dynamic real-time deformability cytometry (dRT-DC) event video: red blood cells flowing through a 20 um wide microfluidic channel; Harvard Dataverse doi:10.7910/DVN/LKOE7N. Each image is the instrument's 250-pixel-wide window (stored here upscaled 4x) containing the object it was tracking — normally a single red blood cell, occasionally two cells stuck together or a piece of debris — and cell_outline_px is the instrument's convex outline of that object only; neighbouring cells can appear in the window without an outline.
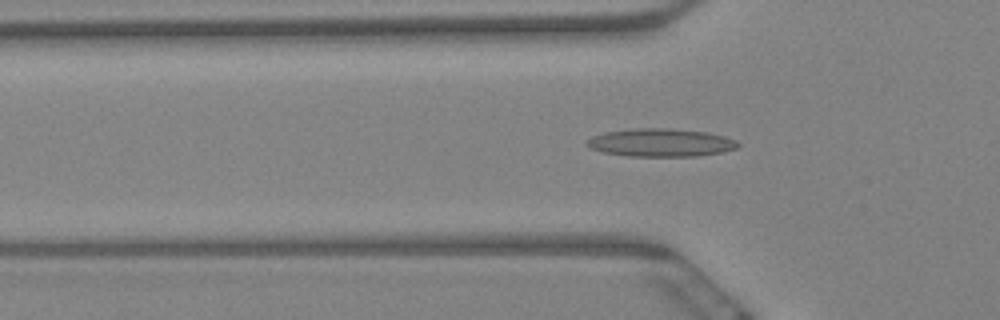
{"species": "Egyptian fruit bat (a non-hibernating species)", "species_latin": "Rousettus aegyptiacus", "temperature_condition": "warm", "stored_images_in_passage": 59, "camera_frame_rate_fps": 3000, "um_per_image_px": 0.085, "animal": {"sex": "female"}, "frame": {"image": 1, "passage_image": 21, "time_ms": 6.667, "image_size_px": [1000, 320], "cell_outline_px": [[740, 144], [736, 148], [724, 152], [696, 156], [628, 156], [604, 152], [588, 148], [584, 144], [592, 136], [604, 132], [632, 128], [668, 128], [708, 132], [724, 136], [736, 140]], "centroid_in_image_um": [56.15, 12.12], "position_along_channel_um": 69.7, "area_um2": 24.85}}
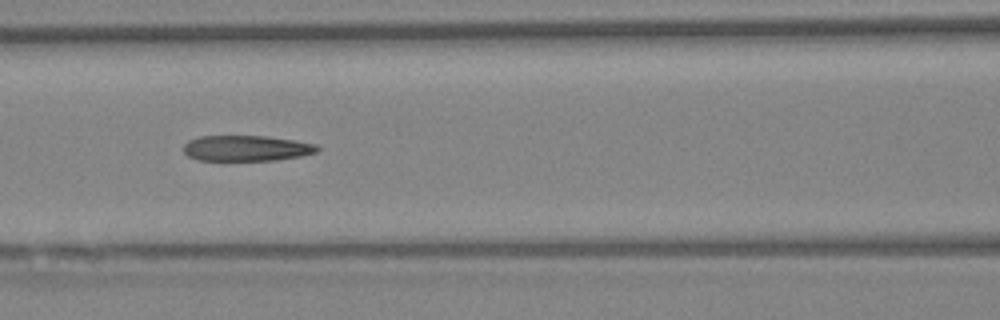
{"frame": {"image": 2, "passage_image": 28, "time_ms": 9.0, "image_size_px": [1000, 320], "cell_outline_px": [[320, 148], [316, 152], [300, 156], [276, 160], [196, 160], [188, 156], [184, 152], [184, 144], [188, 140], [200, 136], [268, 136], [296, 140], [316, 144]], "centroid_in_image_um": [20.94, 12.59], "position_along_channel_um": 145.7, "area_um2": 20.06}}
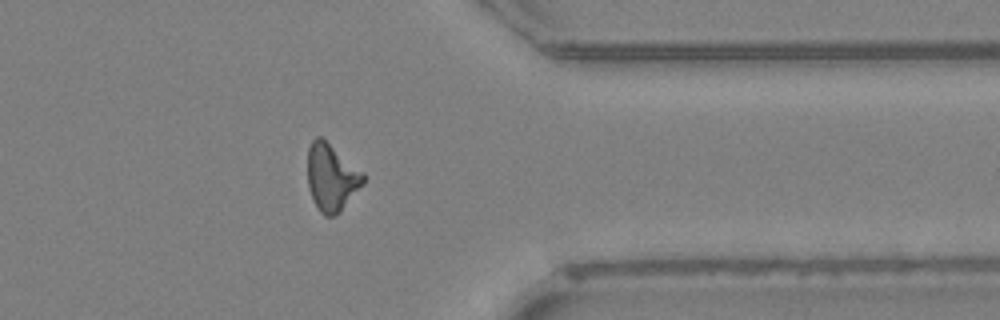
{"frame": {"image": 3, "passage_image": 51, "time_ms": 16.667, "image_size_px": [1000, 320], "cell_outline_px": [[364, 184], [340, 212], [332, 216], [324, 216], [320, 212], [312, 200], [308, 188], [308, 148], [312, 140], [316, 136], [320, 136], [364, 172]], "centroid_in_image_um": [28.17, 15.1], "position_along_channel_um": 383.2, "area_um2": 21.85}}